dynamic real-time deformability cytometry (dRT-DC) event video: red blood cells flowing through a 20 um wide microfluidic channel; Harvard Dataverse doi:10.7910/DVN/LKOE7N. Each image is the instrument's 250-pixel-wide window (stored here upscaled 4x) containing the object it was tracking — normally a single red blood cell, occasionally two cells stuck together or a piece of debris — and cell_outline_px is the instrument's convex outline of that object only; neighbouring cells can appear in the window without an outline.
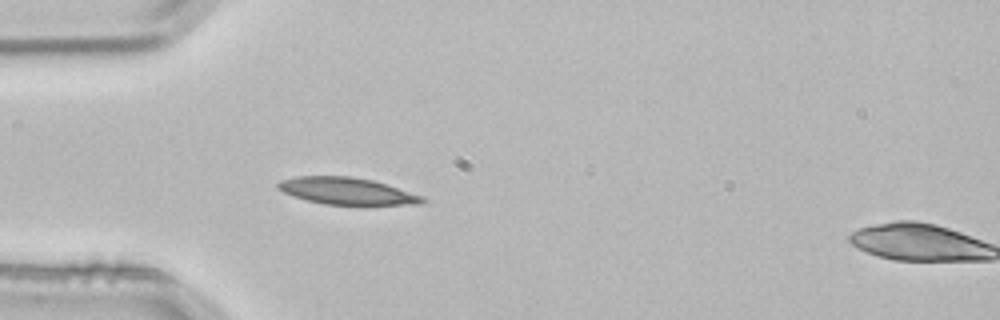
{"species": "common noctule bat (a hibernating species)", "species_latin": "Nyctalus noctula", "temperature_condition": "room temperature", "stored_images_in_passage": 5, "segment_of_instrument_passage": [1, 2], "camera_frame_rate_fps": 3000, "um_per_image_px": 0.085, "animal": {"sex": "male", "body_mass_g": 21.5, "forearm_length_mm": 52.0}, "frame": {"image": 1, "passage_image": 4, "time_ms": 1.0, "image_size_px": [1000, 320], "cell_outline_px": [[428, 200], [424, 204], [364, 208], [360, 208], [324, 204], [292, 196], [276, 188], [276, 184], [280, 180], [296, 176], [352, 176], [372, 180], [424, 196]], "centroid_in_image_um": [29.59, 16.3], "position_along_channel_um": 55.4, "area_um2": 24.04}}